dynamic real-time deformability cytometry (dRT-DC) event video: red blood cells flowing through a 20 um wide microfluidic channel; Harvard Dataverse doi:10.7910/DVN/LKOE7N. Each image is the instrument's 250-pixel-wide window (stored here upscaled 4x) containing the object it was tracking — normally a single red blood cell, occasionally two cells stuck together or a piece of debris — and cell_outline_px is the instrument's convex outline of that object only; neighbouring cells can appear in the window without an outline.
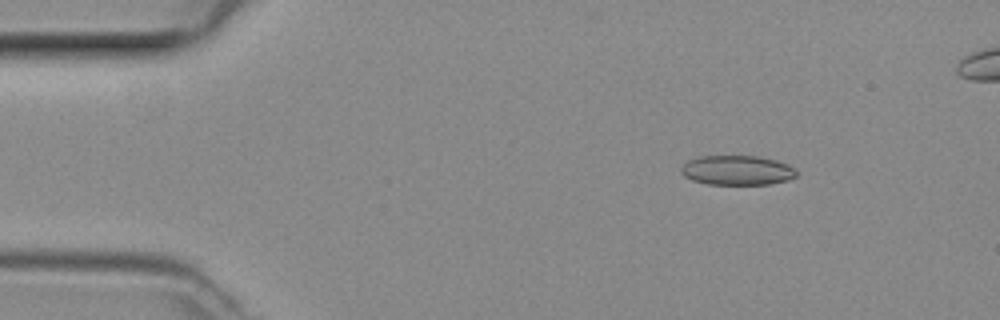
{"species": "common noctule bat (a hibernating species)", "species_latin": "Nyctalus noctula", "temperature_condition": "room temperature", "stored_images_in_passage": 46, "camera_frame_rate_fps": 3000, "um_per_image_px": 0.085, "animal": {"sex": "female", "body_mass_g": 29.2, "forearm_length_mm": 56.3}, "frame": {"image": 1, "passage_image": 6, "time_ms": 1.667, "image_size_px": [1000, 320], "cell_outline_px": [[796, 176], [788, 180], [768, 184], [708, 184], [692, 180], [684, 176], [680, 172], [680, 168], [688, 160], [696, 156], [760, 156], [776, 160], [788, 164], [796, 172]], "centroid_in_image_um": [62.62, 14.46], "position_along_channel_um": 22.4, "area_um2": 19.94}}
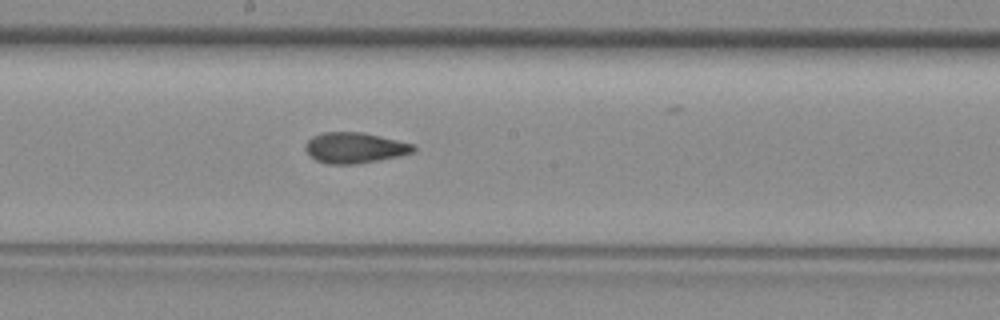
{"frame": {"image": 2, "passage_image": 25, "time_ms": 8.0, "image_size_px": [1000, 320], "cell_outline_px": [[416, 148], [412, 152], [380, 160], [356, 164], [328, 164], [316, 160], [304, 148], [304, 144], [312, 136], [324, 132], [360, 132], [380, 136], [412, 144]], "centroid_in_image_um": [30.1, 12.56], "position_along_channel_um": 218.1, "area_um2": 19.07}}
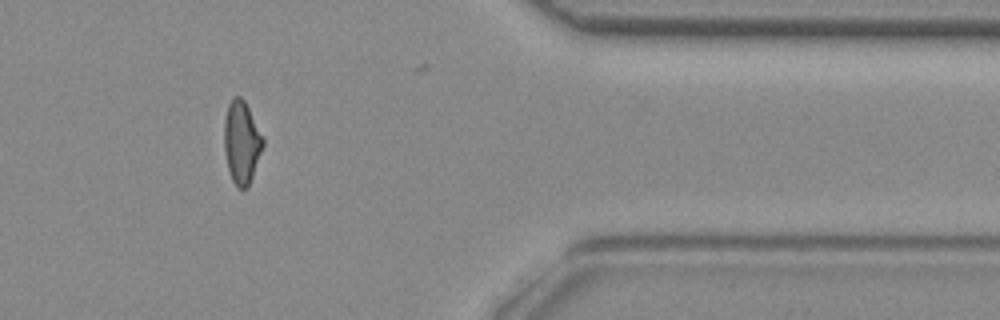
{"frame": {"image": 3, "passage_image": 39, "time_ms": 12.667, "image_size_px": [1000, 320], "cell_outline_px": [[264, 144], [248, 188], [236, 188], [232, 180], [228, 168], [224, 152], [224, 120], [228, 104], [232, 96], [240, 96], [244, 100], [264, 140]], "centroid_in_image_um": [20.51, 12.1], "position_along_channel_um": 390.9, "area_um2": 18.61}}